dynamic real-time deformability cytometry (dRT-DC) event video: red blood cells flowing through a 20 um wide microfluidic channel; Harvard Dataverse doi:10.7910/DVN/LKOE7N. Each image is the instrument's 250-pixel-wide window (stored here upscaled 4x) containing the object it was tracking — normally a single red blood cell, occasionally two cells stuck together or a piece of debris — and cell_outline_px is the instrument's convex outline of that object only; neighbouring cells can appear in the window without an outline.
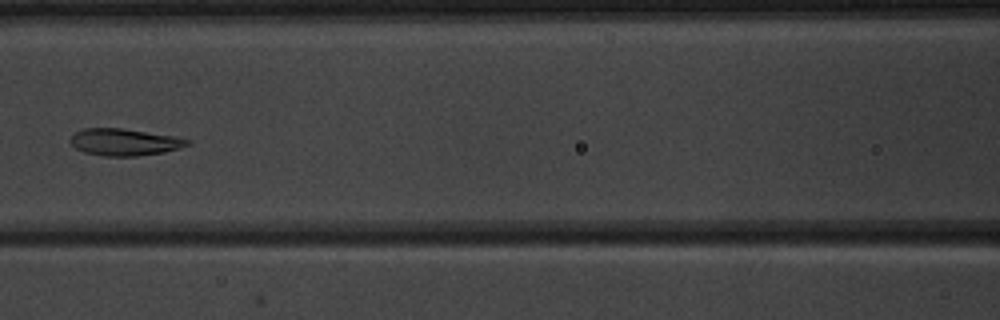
{"species": "common noctule bat (a hibernating species)", "species_latin": "Nyctalus noctula", "temperature_condition": "warm", "stored_images_in_passage": 6, "camera_frame_rate_fps": 3000, "um_per_image_px": 0.085, "animal": {"sex": "male", "body_mass_g": 20.1, "forearm_length_mm": 53.5}, "frame": {"image": 1, "passage_image": 5, "time_ms": 7.333, "image_size_px": [1000, 320], "cell_outline_px": [[192, 144], [180, 148], [164, 152], [136, 156], [104, 156], [84, 152], [76, 148], [68, 140], [76, 132], [84, 128], [124, 128], [176, 136], [192, 140]], "centroid_in_image_um": [10.63, 12.07], "position_along_channel_um": 156.0, "area_um2": 18.55}}
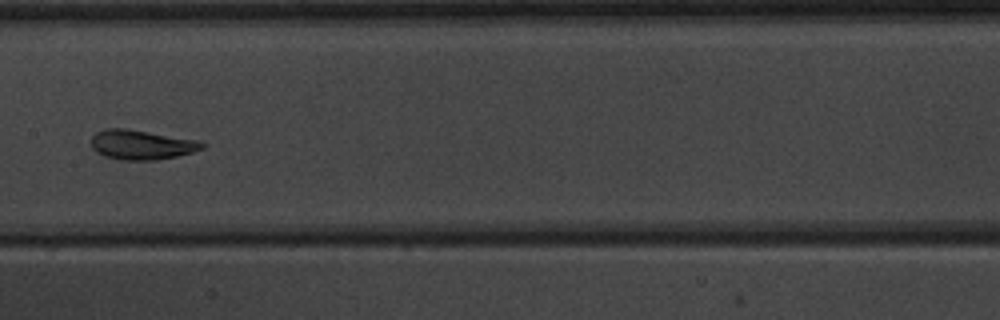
{"frame": {"image": 2, "passage_image": 6, "time_ms": 8.333, "image_size_px": [1000, 320], "cell_outline_px": [[208, 144], [204, 148], [192, 152], [176, 156], [156, 160], [120, 160], [104, 156], [96, 152], [92, 148], [92, 136], [96, 132], [104, 128], [128, 128], [200, 140]], "centroid_in_image_um": [12.05, 12.29], "position_along_channel_um": 195.4, "area_um2": 19.48}}